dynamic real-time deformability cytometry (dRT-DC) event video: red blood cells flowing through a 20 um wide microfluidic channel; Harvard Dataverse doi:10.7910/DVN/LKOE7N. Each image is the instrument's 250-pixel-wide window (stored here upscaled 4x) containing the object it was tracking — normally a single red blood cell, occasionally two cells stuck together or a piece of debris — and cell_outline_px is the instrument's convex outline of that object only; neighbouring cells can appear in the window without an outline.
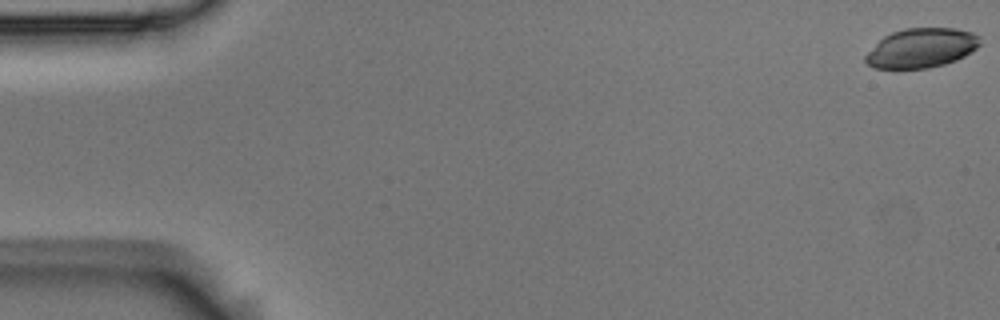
{"species": "Egyptian fruit bat (a non-hibernating species)", "species_latin": "Rousettus aegyptiacus", "temperature_condition": "room temperature", "stored_images_in_passage": 5, "camera_frame_rate_fps": 3000, "um_per_image_px": 0.085, "animal": {"sex": "male"}, "frame": {"image": 1, "passage_image": 1, "time_ms": 0.0, "image_size_px": [1000, 320], "cell_outline_px": [[980, 44], [976, 48], [964, 56], [956, 60], [944, 64], [928, 68], [872, 68], [864, 60], [864, 56], [884, 36], [892, 32], [904, 28], [956, 28], [972, 32], [980, 36]], "centroid_in_image_um": [78.32, 4.07], "position_along_channel_um": 6.7, "area_um2": 26.24}}
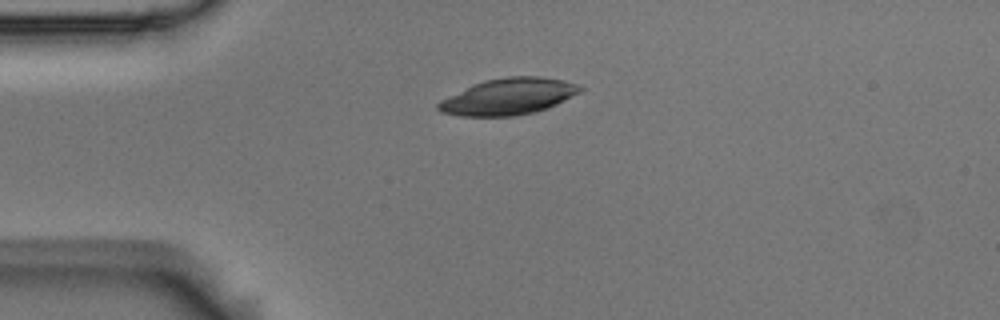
{"frame": {"image": 2, "passage_image": 4, "time_ms": 1.0, "image_size_px": [1000, 320], "cell_outline_px": [[584, 88], [580, 92], [548, 108], [536, 112], [516, 116], [460, 116], [440, 112], [436, 108], [436, 104], [440, 100], [472, 84], [484, 80], [508, 76], [540, 76], [564, 80], [576, 84]], "centroid_in_image_um": [43.19, 8.21], "position_along_channel_um": 41.8, "area_um2": 30.29}}